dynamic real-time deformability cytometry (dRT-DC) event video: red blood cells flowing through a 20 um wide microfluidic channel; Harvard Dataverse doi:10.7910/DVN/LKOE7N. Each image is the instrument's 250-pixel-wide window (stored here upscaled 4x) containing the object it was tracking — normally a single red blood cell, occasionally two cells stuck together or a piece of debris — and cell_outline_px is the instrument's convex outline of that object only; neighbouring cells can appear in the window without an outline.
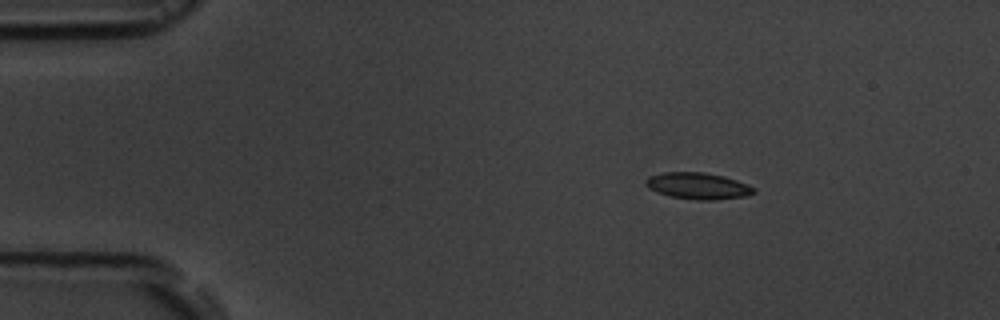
{"species": "common noctule bat (a hibernating species)", "species_latin": "Nyctalus noctula", "temperature_condition": "room temperature", "stored_images_in_passage": 3, "camera_frame_rate_fps": 3000, "um_per_image_px": 0.085, "animal": {"sex": "male", "body_mass_g": 19.5, "forearm_length_mm": 54.6}, "frame": {"image": 1, "passage_image": 1, "time_ms": 0.0, "image_size_px": [1000, 320], "cell_outline_px": [[756, 192], [744, 196], [716, 200], [696, 200], [668, 196], [656, 192], [648, 188], [644, 184], [644, 180], [648, 176], [664, 172], [704, 172], [724, 176], [748, 184], [756, 188]], "centroid_in_image_um": [59.29, 15.8], "position_along_channel_um": 25.7, "area_um2": 16.94}}